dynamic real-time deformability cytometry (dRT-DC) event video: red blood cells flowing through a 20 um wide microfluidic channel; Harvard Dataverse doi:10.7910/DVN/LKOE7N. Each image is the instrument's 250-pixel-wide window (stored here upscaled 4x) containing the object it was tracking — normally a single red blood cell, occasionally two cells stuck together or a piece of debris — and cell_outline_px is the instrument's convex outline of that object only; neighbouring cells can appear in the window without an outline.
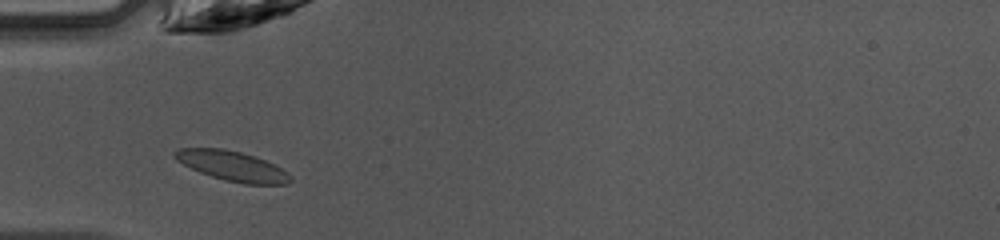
{"species": "common noctule bat (a hibernating species)", "species_latin": "Nyctalus noctula", "temperature_condition": "warm", "stored_images_in_passage": 35, "camera_frame_rate_fps": 3000, "um_per_image_px": 0.085, "animal": {"sex": "female", "body_mass_g": 10.0, "forearm_length_mm": 53.1}, "frame": {"image": 1, "passage_image": 3, "time_ms": 0.667, "image_size_px": [1000, 240], "cell_outline_px": [[292, 180], [288, 184], [244, 184], [224, 180], [200, 172], [176, 160], [172, 156], [172, 152], [180, 148], [220, 148], [240, 152], [256, 156], [288, 172], [292, 176]], "centroid_in_image_um": [19.74, 14.11], "position_along_channel_um": 65.3, "area_um2": 20.06}}
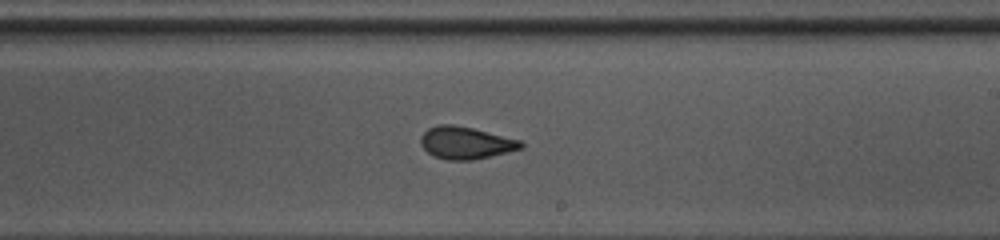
{"frame": {"image": 2, "passage_image": 16, "time_ms": 5.0, "image_size_px": [1000, 240], "cell_outline_px": [[524, 148], [472, 160], [448, 160], [432, 156], [420, 144], [420, 136], [428, 128], [440, 124], [452, 124], [472, 128], [520, 140], [524, 144]], "centroid_in_image_um": [39.56, 12.14], "position_along_channel_um": 249.4, "area_um2": 18.79}}
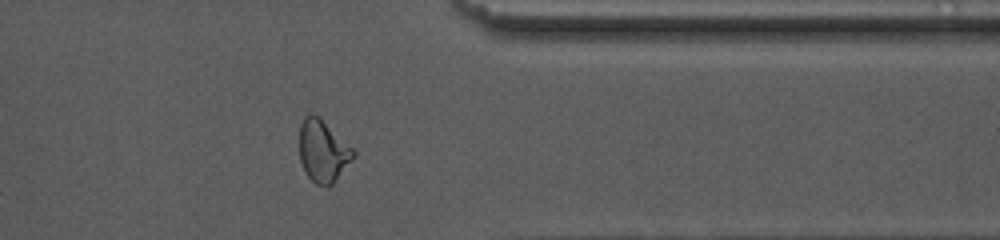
{"frame": {"image": 3, "passage_image": 26, "time_ms": 8.333, "image_size_px": [1000, 240], "cell_outline_px": [[356, 156], [332, 184], [316, 184], [304, 172], [300, 160], [300, 124], [304, 116], [312, 112], [320, 116], [356, 152]], "centroid_in_image_um": [27.44, 12.79], "position_along_channel_um": 384.0, "area_um2": 19.48}, "authors_computed_cell_mechanics": {"area_um2": 19.0162, "velocity_mm_per_s": 4.2579, "shape_relaxation_time_tau1_ms": 6.0373, "shape_relaxation_time_tau2_ms": 1.3853, "deformation_change_tau1": 0.1772, "deformation_change_tau2": 0.0369}}